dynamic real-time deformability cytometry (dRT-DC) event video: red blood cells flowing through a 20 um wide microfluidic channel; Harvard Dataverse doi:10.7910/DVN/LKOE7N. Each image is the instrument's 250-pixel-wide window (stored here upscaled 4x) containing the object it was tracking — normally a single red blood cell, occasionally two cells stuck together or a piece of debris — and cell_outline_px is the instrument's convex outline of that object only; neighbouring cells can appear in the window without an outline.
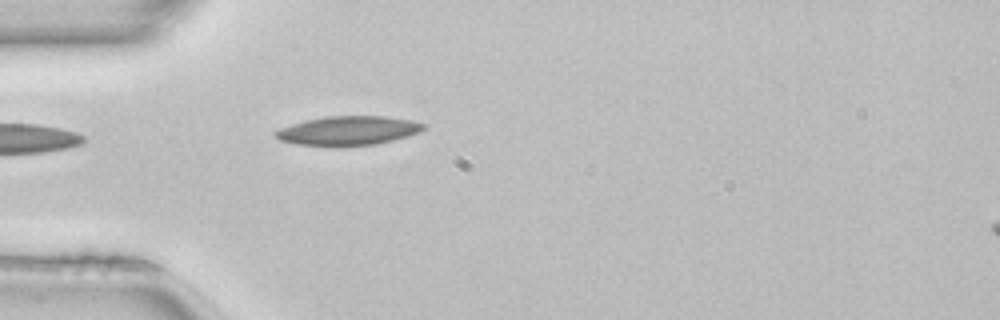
{"species": "common noctule bat (a hibernating species)", "species_latin": "Nyctalus noctula", "temperature_condition": "room temperature", "stored_images_in_passage": 16, "camera_frame_rate_fps": 3000, "um_per_image_px": 0.085, "animal": {"sex": "female", "body_mass_g": 22.7, "forearm_length_mm": 54.2}, "frame": {"image": 1, "passage_image": 1, "time_ms": 0.0, "image_size_px": [1000, 320], "cell_outline_px": [[428, 124], [420, 132], [408, 136], [376, 144], [296, 144], [280, 140], [272, 132], [280, 128], [304, 120], [324, 116], [384, 116], [412, 120]], "centroid_in_image_um": [29.63, 11.07], "position_along_channel_um": 55.4, "area_um2": 24.57}}